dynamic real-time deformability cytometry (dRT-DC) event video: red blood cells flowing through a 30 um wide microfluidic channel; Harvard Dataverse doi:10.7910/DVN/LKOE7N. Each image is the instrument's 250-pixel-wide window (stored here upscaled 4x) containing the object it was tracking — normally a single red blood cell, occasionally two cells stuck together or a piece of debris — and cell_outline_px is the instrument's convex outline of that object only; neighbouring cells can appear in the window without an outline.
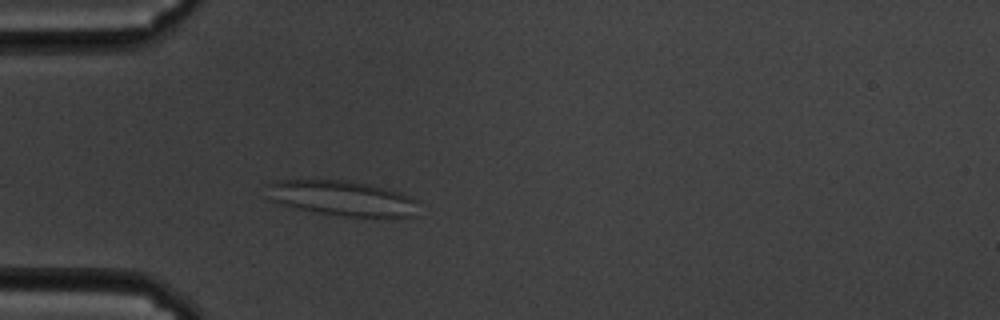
{"species": "common noctule bat (a hibernating species)", "species_latin": "Nyctalus noctula", "temperature_condition": "cold", "stored_images_in_passage": 5, "camera_frame_rate_fps": 3000, "um_per_image_px": 0.085, "animal": {"sex": "male", "body_mass_g": 19.5, "forearm_length_mm": 54.6}, "frame": {"image": 1, "passage_image": 1, "time_ms": 0.0, "image_size_px": [1000, 320], "cell_outline_px": [[416, 216], [344, 216], [312, 212], [284, 204], [272, 200], [268, 196], [268, 184], [272, 180], [348, 180], [372, 184], [400, 192], [416, 200]], "centroid_in_image_um": [29.06, 16.83], "position_along_channel_um": 55.9, "area_um2": 30.81}}
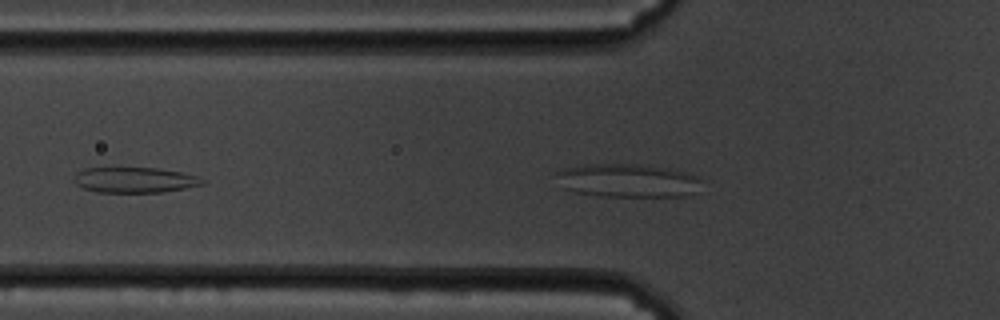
{"frame": {"image": 2, "passage_image": 3, "time_ms": 0.667, "image_size_px": [1000, 320], "cell_outline_px": [[204, 184], [184, 188], [160, 192], [96, 192], [84, 188], [76, 184], [72, 180], [72, 176], [76, 172], [84, 168], [156, 168], [180, 172], [200, 176], [204, 180]], "centroid_in_image_um": [11.4, 15.29], "position_along_channel_um": 114.4, "area_um2": 19.07}}